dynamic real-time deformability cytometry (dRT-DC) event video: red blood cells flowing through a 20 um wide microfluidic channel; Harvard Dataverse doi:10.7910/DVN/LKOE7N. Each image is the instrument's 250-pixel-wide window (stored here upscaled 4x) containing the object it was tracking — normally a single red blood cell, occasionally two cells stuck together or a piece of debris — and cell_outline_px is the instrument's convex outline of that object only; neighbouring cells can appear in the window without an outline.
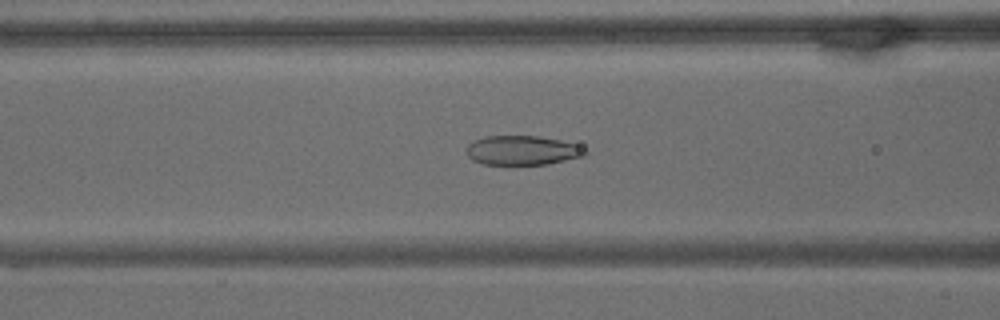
{"species": "common noctule bat (a hibernating species)", "species_latin": "Nyctalus noctula", "temperature_condition": "warm", "stored_images_in_passage": 52, "camera_frame_rate_fps": 3000, "um_per_image_px": 0.085, "animal": {"sex": "male", "body_mass_g": 15.6}, "frame": {"image": 1, "passage_image": 13, "time_ms": 4.0, "image_size_px": [1000, 320], "cell_outline_px": [[588, 152], [584, 156], [548, 164], [484, 164], [472, 160], [468, 156], [468, 144], [472, 140], [484, 136], [536, 136], [560, 140], [572, 144]], "centroid_in_image_um": [44.34, 12.78], "position_along_channel_um": 122.3, "area_um2": 20.0}}
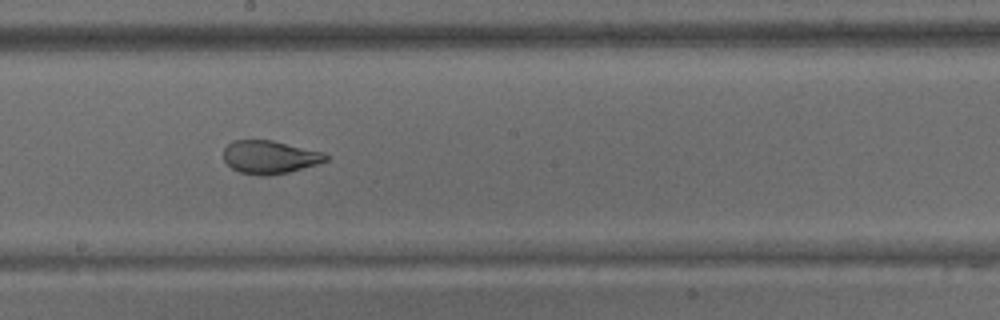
{"frame": {"image": 2, "passage_image": 23, "time_ms": 7.333, "image_size_px": [1000, 320], "cell_outline_px": [[328, 160], [316, 164], [288, 172], [268, 176], [264, 176], [240, 172], [232, 168], [224, 160], [224, 148], [232, 140], [272, 140], [324, 152], [328, 156]], "centroid_in_image_um": [22.92, 13.34], "position_along_channel_um": 225.3, "area_um2": 19.65}}
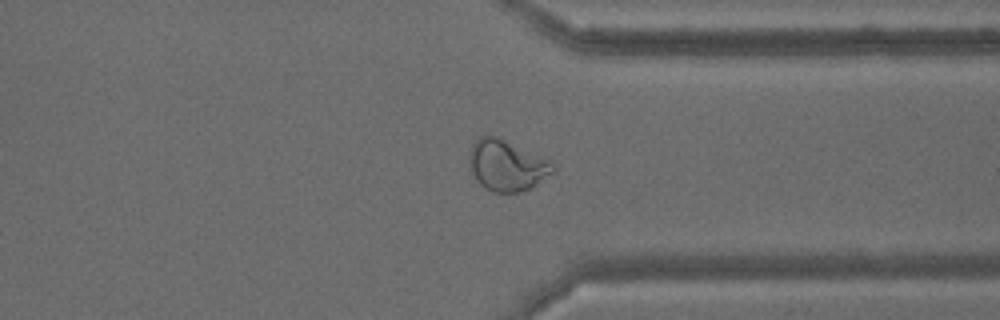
{"frame": {"image": 3, "passage_image": 37, "time_ms": 12.0, "image_size_px": [1000, 320], "cell_outline_px": [[556, 172], [536, 184], [520, 192], [492, 192], [484, 188], [480, 184], [472, 172], [468, 160], [468, 156], [472, 144], [480, 136], [496, 136], [548, 160], [556, 168]], "centroid_in_image_um": [43.05, 14.07], "position_along_channel_um": 368.3, "area_um2": 24.51}, "authors_computed_cell_mechanics": {"area_um2": 23.4668, "velocity_mm_per_s": 3.0921, "shape_relaxation_time_tau1_ms": null, "shape_relaxation_time_tau2_ms": 1.0965, "deformation_change_tau1": null, "deformation_change_tau2": 0.0733}}